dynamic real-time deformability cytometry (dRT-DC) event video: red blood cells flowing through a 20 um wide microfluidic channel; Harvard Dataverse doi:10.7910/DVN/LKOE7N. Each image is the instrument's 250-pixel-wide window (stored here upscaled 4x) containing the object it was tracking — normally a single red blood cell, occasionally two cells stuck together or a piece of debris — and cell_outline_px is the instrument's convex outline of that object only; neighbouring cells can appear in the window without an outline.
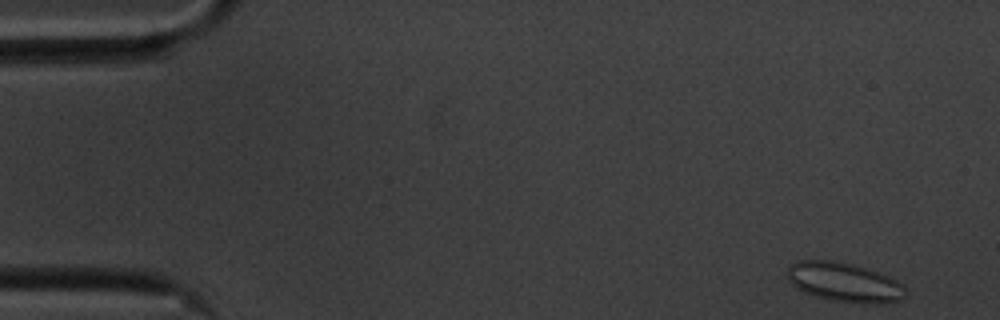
{"species": "common noctule bat (a hibernating species)", "species_latin": "Nyctalus noctula", "temperature_condition": "cold", "stored_images_in_passage": 55, "camera_frame_rate_fps": 3000, "um_per_image_px": 0.085, "animal": {"sex": "male", "body_mass_g": 20.1, "forearm_length_mm": 53.5}, "frame": {"image": 1, "passage_image": 1, "time_ms": 0.0, "image_size_px": [1000, 320], "cell_outline_px": [[908, 292], [900, 300], [880, 304], [864, 304], [828, 300], [804, 292], [796, 288], [788, 280], [788, 268], [796, 260], [832, 260], [852, 264], [868, 268], [880, 272], [904, 284]], "centroid_in_image_um": [71.8, 24.0], "position_along_channel_um": 13.2, "area_um2": 27.51}}
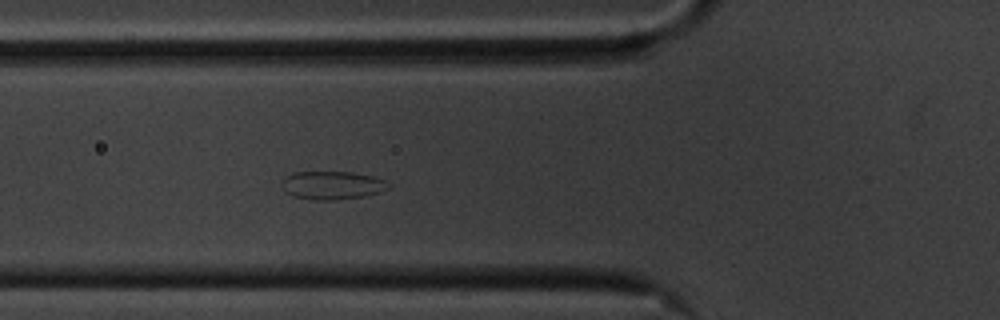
{"frame": {"image": 2, "passage_image": 18, "time_ms": 5.667, "image_size_px": [1000, 320], "cell_outline_px": [[392, 184], [388, 188], [380, 192], [364, 196], [332, 200], [316, 200], [292, 196], [284, 188], [284, 180], [292, 172], [352, 172], [372, 176], [384, 180]], "centroid_in_image_um": [28.29, 15.75], "position_along_channel_um": 97.5, "area_um2": 17.28}}
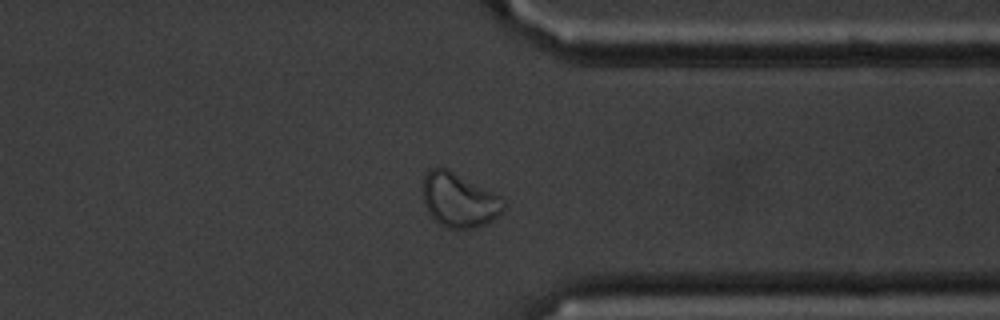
{"frame": {"image": 3, "passage_image": 42, "time_ms": 13.667, "image_size_px": [1000, 320], "cell_outline_px": [[504, 208], [492, 220], [484, 224], [472, 228], [448, 228], [440, 224], [428, 212], [424, 204], [424, 176], [428, 168], [448, 168], [500, 196], [504, 204]], "centroid_in_image_um": [39.0, 16.99], "position_along_channel_um": 372.4, "area_um2": 25.09}, "authors_computed_cell_mechanics": {"area_um2": 22.1374, "velocity_mm_per_s": 3.4672, "shape_relaxation_time_tau1_ms": null, "shape_relaxation_time_tau2_ms": 1.6627, "deformation_change_tau1": null, "deformation_change_tau2": 0.069}}